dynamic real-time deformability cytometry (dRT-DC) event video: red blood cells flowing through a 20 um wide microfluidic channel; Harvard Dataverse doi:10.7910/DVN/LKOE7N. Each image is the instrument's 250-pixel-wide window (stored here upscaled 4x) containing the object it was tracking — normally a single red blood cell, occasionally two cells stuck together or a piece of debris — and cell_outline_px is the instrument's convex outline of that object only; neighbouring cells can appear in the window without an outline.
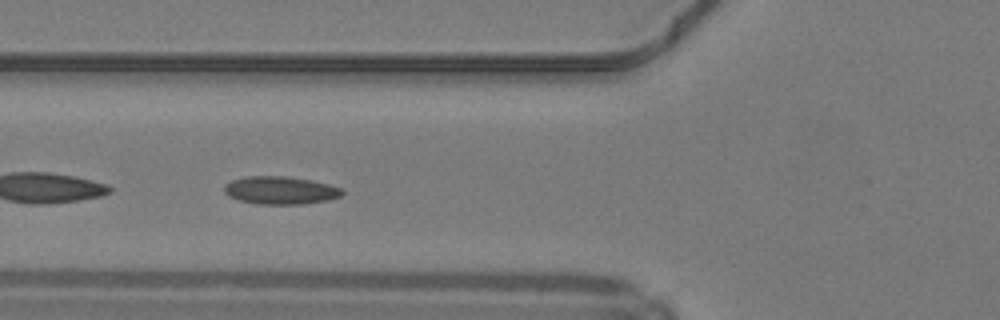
{"species": "common noctule bat (a hibernating species)", "species_latin": "Nyctalus noctula", "temperature_condition": "warm", "stored_images_in_passage": 43, "camera_frame_rate_fps": 3000, "um_per_image_px": 0.085, "animal": {"sex": "male", "body_mass_g": 19.2, "forearm_length_mm": 51.8}, "frame": {"image": 1, "passage_image": 13, "time_ms": 4.0, "image_size_px": [1000, 320], "cell_outline_px": [[344, 192], [340, 196], [328, 200], [304, 204], [256, 204], [236, 200], [228, 196], [224, 192], [224, 184], [232, 180], [248, 176], [288, 176], [312, 180], [344, 188]], "centroid_in_image_um": [23.83, 16.18], "position_along_channel_um": 102.0, "area_um2": 19.42}, "authors_computed_cell_mechanics": {"area_um2": 18.496, "velocity_mm_per_s": 4.1955, "shape_relaxation_time_tau1_ms": 7.6247, "shape_relaxation_time_tau2_ms": 2.0309, "deformation_change_tau1": 0.1275, "deformation_change_tau2": 0.0841}}